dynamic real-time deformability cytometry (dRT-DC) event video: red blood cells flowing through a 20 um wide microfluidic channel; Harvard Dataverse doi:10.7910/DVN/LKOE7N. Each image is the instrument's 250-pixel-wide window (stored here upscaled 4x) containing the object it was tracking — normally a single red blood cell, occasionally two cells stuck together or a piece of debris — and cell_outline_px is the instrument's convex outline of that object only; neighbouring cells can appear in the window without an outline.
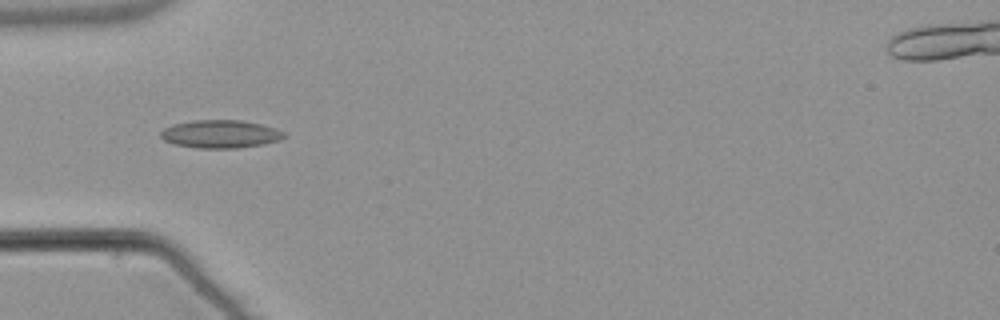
{"species": "common noctule bat (a hibernating species)", "species_latin": "Nyctalus noctula", "temperature_condition": "warm", "stored_images_in_passage": 37, "camera_frame_rate_fps": 3000, "um_per_image_px": 0.085, "animal": {"sex": "male", "body_mass_g": 21.5, "forearm_length_mm": 52.0}, "frame": {"image": 1, "passage_image": 1, "time_ms": 0.0, "image_size_px": [1000, 320], "cell_outline_px": [[288, 136], [280, 140], [264, 144], [236, 148], [196, 148], [172, 144], [164, 140], [160, 136], [160, 132], [164, 128], [172, 124], [192, 120], [240, 120], [260, 124], [284, 132]], "centroid_in_image_um": [18.7, 11.4], "position_along_channel_um": 66.3, "area_um2": 20.23}}
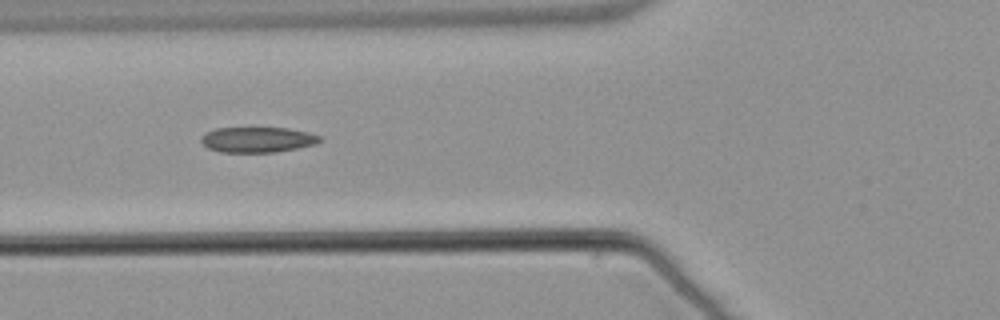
{"frame": {"image": 2, "passage_image": 4, "time_ms": 1.0, "image_size_px": [1000, 320], "cell_outline_px": [[324, 140], [316, 144], [276, 152], [220, 152], [208, 148], [200, 140], [200, 136], [204, 132], [216, 128], [288, 128], [308, 132], [320, 136]], "centroid_in_image_um": [21.88, 11.87], "position_along_channel_um": 103.9, "area_um2": 17.69}}
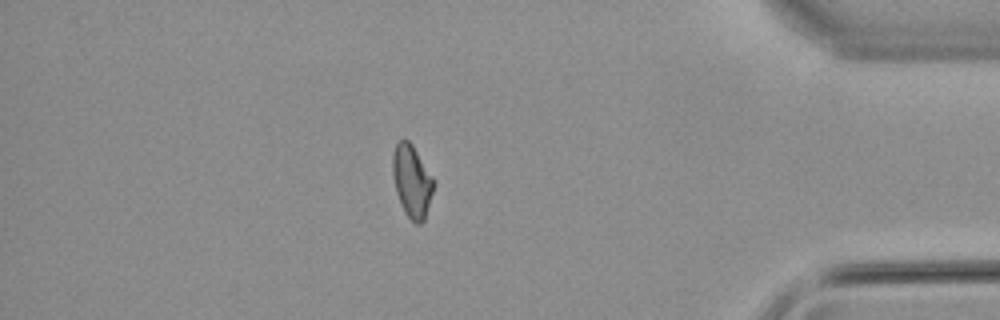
{"frame": {"image": 3, "passage_image": 30, "time_ms": 9.667, "image_size_px": [1000, 320], "cell_outline_px": [[432, 192], [424, 220], [420, 224], [416, 224], [404, 212], [396, 192], [392, 172], [392, 152], [396, 144], [400, 140], [408, 140], [412, 144], [432, 176]], "centroid_in_image_um": [34.97, 15.38], "position_along_channel_um": 400.2, "area_um2": 16.94}, "authors_computed_cell_mechanics": {"area_um2": 17.4556, "velocity_mm_per_s": 3.8396, "shape_relaxation_time_tau1_ms": null, "shape_relaxation_time_tau2_ms": 7.8251, "deformation_change_tau1": null, "deformation_change_tau2": 0.1556}}